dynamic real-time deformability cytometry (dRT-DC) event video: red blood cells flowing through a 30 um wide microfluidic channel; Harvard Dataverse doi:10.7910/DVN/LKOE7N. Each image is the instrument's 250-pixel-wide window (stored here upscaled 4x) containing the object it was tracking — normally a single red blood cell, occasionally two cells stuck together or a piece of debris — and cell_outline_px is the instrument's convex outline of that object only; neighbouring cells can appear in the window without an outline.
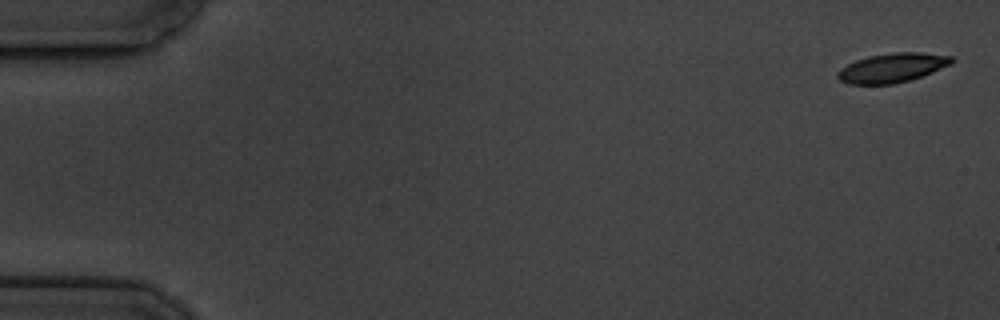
{"species": "common noctule bat (a hibernating species)", "species_latin": "Nyctalus noctula", "temperature_condition": "cold", "stored_images_in_passage": 5, "camera_frame_rate_fps": 3000, "um_per_image_px": 0.085, "animal": {"sex": "male", "body_mass_g": 19.5, "forearm_length_mm": 54.6}, "frame": {"image": 1, "passage_image": 1, "time_ms": 0.0, "image_size_px": [1000, 320], "cell_outline_px": [[956, 60], [952, 64], [932, 72], [908, 80], [892, 84], [848, 84], [840, 80], [836, 76], [836, 72], [840, 68], [856, 60], [868, 56], [892, 52], [920, 52], [952, 56]], "centroid_in_image_um": [75.83, 5.75], "position_along_channel_um": 9.2, "area_um2": 19.48}}
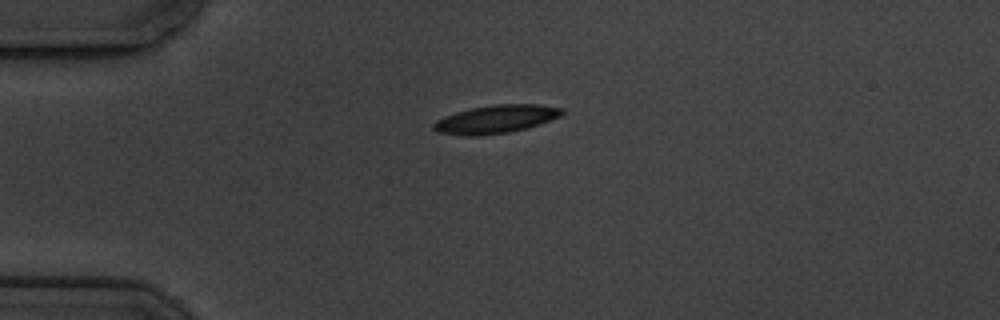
{"frame": {"image": 2, "passage_image": 4, "time_ms": 4.333, "image_size_px": [1000, 320], "cell_outline_px": [[564, 112], [560, 116], [540, 124], [508, 132], [480, 136], [464, 136], [436, 132], [432, 128], [432, 124], [436, 120], [444, 116], [456, 112], [472, 108], [492, 104], [540, 104], [564, 108]], "centroid_in_image_um": [42.12, 10.13], "position_along_channel_um": 42.9, "area_um2": 21.21}}